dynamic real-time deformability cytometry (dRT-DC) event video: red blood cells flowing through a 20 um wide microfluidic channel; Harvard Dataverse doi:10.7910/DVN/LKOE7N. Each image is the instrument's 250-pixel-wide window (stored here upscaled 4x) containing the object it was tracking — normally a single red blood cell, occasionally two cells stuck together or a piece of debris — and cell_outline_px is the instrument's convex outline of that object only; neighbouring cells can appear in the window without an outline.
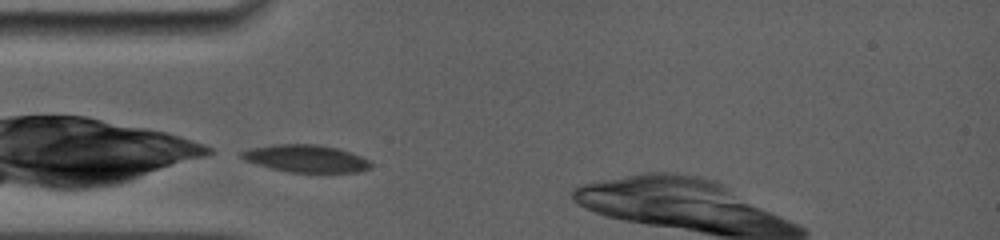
{"species": "common noctule bat (a hibernating species)", "species_latin": "Nyctalus noctula", "temperature_condition": "room temperature", "stored_images_in_passage": 3, "camera_frame_rate_fps": 5000, "um_per_image_px": 0.085, "animal": {"sex": "female", "body_mass_g": 19.0, "forearm_length_mm": 56.7}, "frame": {"image": 1, "passage_image": 1, "time_ms": 0.0, "image_size_px": [1000, 240], "cell_outline_px": [[372, 168], [356, 172], [288, 172], [272, 168], [244, 160], [240, 156], [240, 152], [252, 148], [272, 144], [316, 144], [336, 148], [372, 160]], "centroid_in_image_um": [26.03, 13.47], "position_along_channel_um": 59.0, "area_um2": 20.52}}
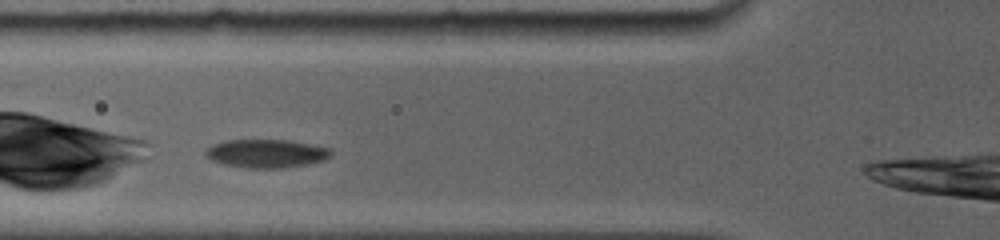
{"frame": {"image": 2, "passage_image": 2, "time_ms": 1.2, "image_size_px": [1000, 240], "cell_outline_px": [[332, 156], [324, 160], [308, 164], [280, 168], [248, 168], [224, 164], [212, 160], [204, 156], [204, 148], [212, 144], [224, 140], [292, 140], [312, 144], [328, 148], [332, 152]], "centroid_in_image_um": [22.61, 13.04], "position_along_channel_um": 103.2, "area_um2": 20.98}}
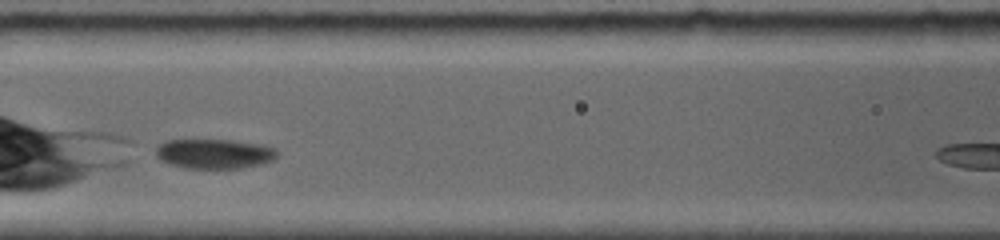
{"frame": {"image": 3, "passage_image": 3, "time_ms": 2.4, "image_size_px": [1000, 240], "cell_outline_px": [[276, 156], [272, 160], [260, 164], [240, 168], [184, 168], [168, 164], [160, 160], [156, 156], [156, 148], [164, 140], [232, 140], [260, 144], [276, 148]], "centroid_in_image_um": [18.17, 13.07], "position_along_channel_um": 148.4, "area_um2": 20.98}}